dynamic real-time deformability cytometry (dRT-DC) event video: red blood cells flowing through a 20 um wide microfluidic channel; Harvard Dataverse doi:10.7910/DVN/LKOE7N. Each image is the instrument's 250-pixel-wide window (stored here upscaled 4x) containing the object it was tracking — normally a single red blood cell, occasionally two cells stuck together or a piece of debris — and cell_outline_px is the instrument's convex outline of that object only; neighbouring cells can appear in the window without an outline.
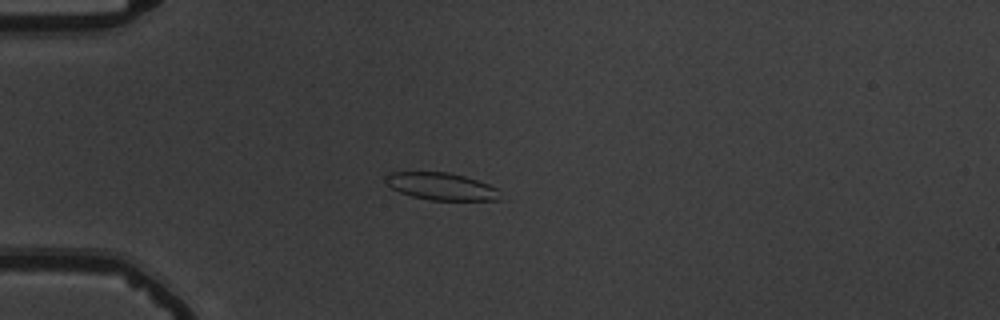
{"species": "common noctule bat (a hibernating species)", "species_latin": "Nyctalus noctula", "temperature_condition": "warm", "stored_images_in_passage": 45, "camera_frame_rate_fps": 3000, "um_per_image_px": 0.085, "animal": {"sex": "male", "body_mass_g": 19.5, "forearm_length_mm": 54.6}, "frame": {"image": 1, "passage_image": 5, "time_ms": 1.333, "image_size_px": [1000, 320], "cell_outline_px": [[504, 200], [428, 200], [412, 196], [400, 192], [392, 188], [384, 180], [384, 176], [392, 172], [448, 172], [464, 176], [500, 188]], "centroid_in_image_um": [37.58, 15.85], "position_along_channel_um": 47.4, "area_um2": 18.44}}
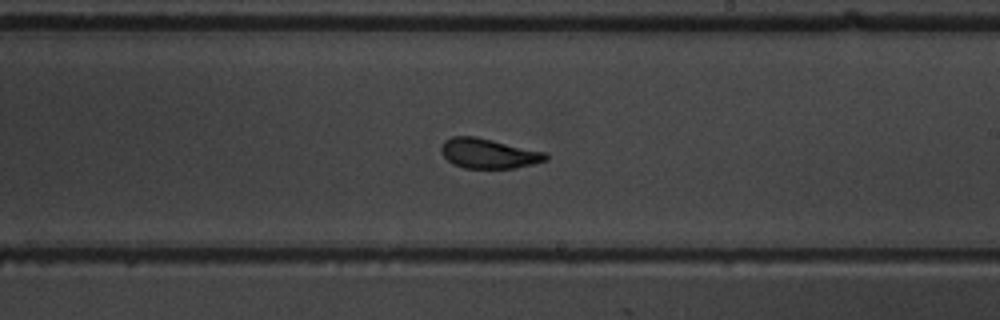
{"frame": {"image": 2, "passage_image": 23, "time_ms": 7.333, "image_size_px": [1000, 320], "cell_outline_px": [[548, 160], [516, 168], [464, 168], [452, 164], [440, 152], [440, 148], [444, 140], [452, 136], [476, 136], [548, 152]], "centroid_in_image_um": [41.54, 13.03], "position_along_channel_um": 247.5, "area_um2": 18.5}}
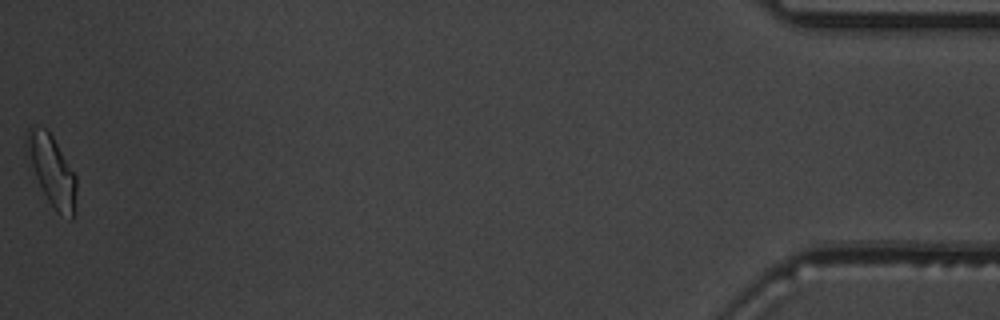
{"frame": {"image": 3, "passage_image": 45, "time_ms": 14.667, "image_size_px": [1000, 320], "cell_outline_px": [[76, 192], [72, 220], [56, 212], [48, 200], [36, 176], [24, 144], [28, 128], [36, 124], [44, 128], [52, 136], [76, 176]], "centroid_in_image_um": [4.4, 14.47], "position_along_channel_um": 430.8, "area_um2": 19.83}, "authors_computed_cell_mechanics": {"area_um2": 18.8428, "velocity_mm_per_s": 3.6982, "shape_relaxation_time_tau1_ms": 5.802, "shape_relaxation_time_tau2_ms": 1.2002, "deformation_change_tau1": 0.1761, "deformation_change_tau2": 0.0788}}